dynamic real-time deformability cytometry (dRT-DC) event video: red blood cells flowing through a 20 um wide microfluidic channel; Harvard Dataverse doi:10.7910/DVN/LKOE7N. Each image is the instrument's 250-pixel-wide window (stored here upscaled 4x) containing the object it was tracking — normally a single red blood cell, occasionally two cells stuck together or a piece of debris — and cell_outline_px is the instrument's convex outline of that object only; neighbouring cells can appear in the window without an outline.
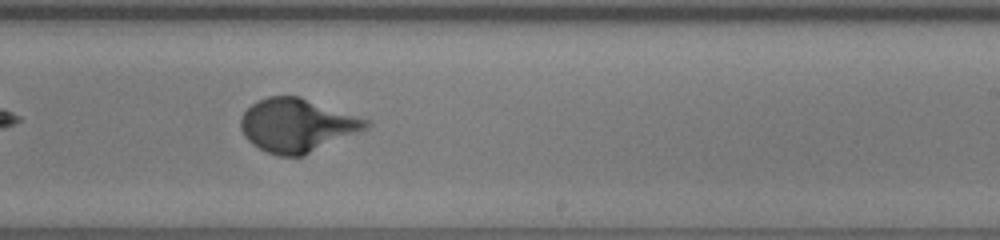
{"species": "human", "species_latin": "Homo sapiens", "temperature_condition": "room temperature", "stored_images_in_passage": 20, "camera_frame_rate_fps": 3000, "um_per_image_px": 0.085, "donor": {"sex": "female"}, "frame": {"image": 1, "passage_image": 17, "time_ms": 5.333, "image_size_px": [1000, 240], "cell_outline_px": [[372, 124], [368, 128], [304, 156], [280, 156], [268, 152], [252, 144], [244, 136], [240, 128], [240, 116], [252, 104], [268, 96], [300, 96], [368, 120]], "centroid_in_image_um": [25.23, 10.65], "position_along_channel_um": 263.8, "area_um2": 38.84}}